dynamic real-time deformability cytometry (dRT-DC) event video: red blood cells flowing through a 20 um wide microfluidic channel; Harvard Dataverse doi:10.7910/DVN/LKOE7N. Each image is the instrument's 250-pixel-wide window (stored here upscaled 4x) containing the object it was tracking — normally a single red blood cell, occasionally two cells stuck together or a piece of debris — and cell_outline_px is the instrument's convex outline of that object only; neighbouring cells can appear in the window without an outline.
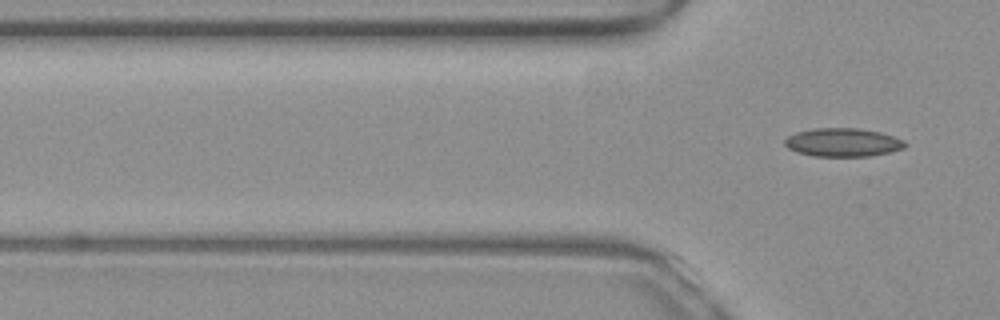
{"species": "common noctule bat (a hibernating species)", "species_latin": "Nyctalus noctula", "temperature_condition": "warm", "stored_images_in_passage": 3, "camera_frame_rate_fps": 3000, "um_per_image_px": 0.085, "animal": {"sex": "female", "body_mass_g": 19.3, "forearm_length_mm": 54.1}, "frame": {"image": 1, "passage_image": 3, "time_ms": 0.667, "image_size_px": [1000, 320], "cell_outline_px": [[908, 144], [904, 148], [872, 156], [812, 156], [796, 152], [788, 148], [784, 144], [784, 140], [788, 136], [796, 132], [816, 128], [856, 128], [880, 132], [904, 140]], "centroid_in_image_um": [71.63, 12.11], "position_along_channel_um": 54.2, "area_um2": 19.94}}